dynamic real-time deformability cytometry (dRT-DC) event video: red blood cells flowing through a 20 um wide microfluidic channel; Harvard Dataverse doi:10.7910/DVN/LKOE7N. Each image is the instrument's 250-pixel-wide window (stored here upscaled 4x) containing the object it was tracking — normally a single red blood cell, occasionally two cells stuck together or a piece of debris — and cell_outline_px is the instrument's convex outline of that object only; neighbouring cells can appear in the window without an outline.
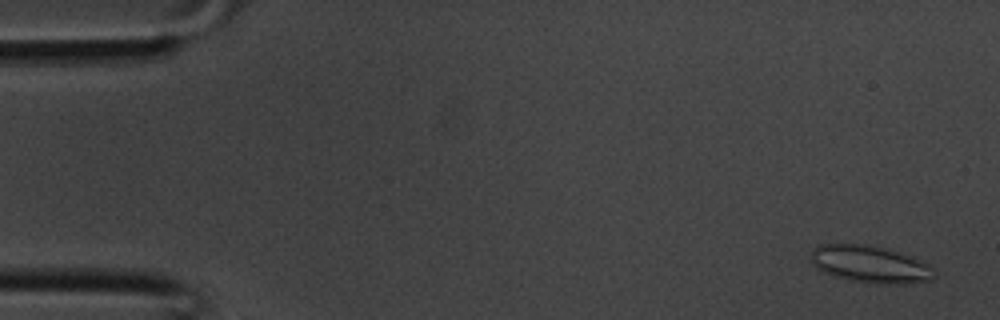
{"species": "common noctule bat (a hibernating species)", "species_latin": "Nyctalus noctula", "temperature_condition": "room temperature", "stored_images_in_passage": 35, "camera_frame_rate_fps": 3000, "um_per_image_px": 0.085, "animal": {"sex": "male", "body_mass_g": 20.1, "forearm_length_mm": 53.5}, "frame": {"image": 1, "passage_image": 2, "time_ms": 0.333, "image_size_px": [1000, 320], "cell_outline_px": [[936, 276], [932, 280], [908, 284], [880, 284], [848, 280], [824, 272], [816, 268], [812, 264], [812, 248], [816, 244], [868, 244], [916, 256], [928, 264], [936, 272]], "centroid_in_image_um": [74.01, 22.46], "position_along_channel_um": 11.0, "area_um2": 27.22}}
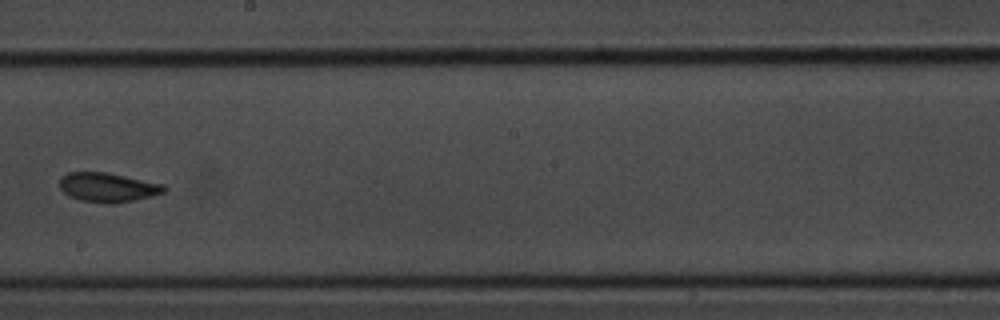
{"frame": {"image": 2, "passage_image": 21, "time_ms": 6.667, "image_size_px": [1000, 320], "cell_outline_px": [[168, 188], [164, 192], [152, 196], [116, 204], [108, 204], [80, 200], [68, 196], [60, 188], [60, 176], [68, 172], [108, 172], [164, 184]], "centroid_in_image_um": [9.17, 15.92], "position_along_channel_um": 239.0, "area_um2": 18.09}}
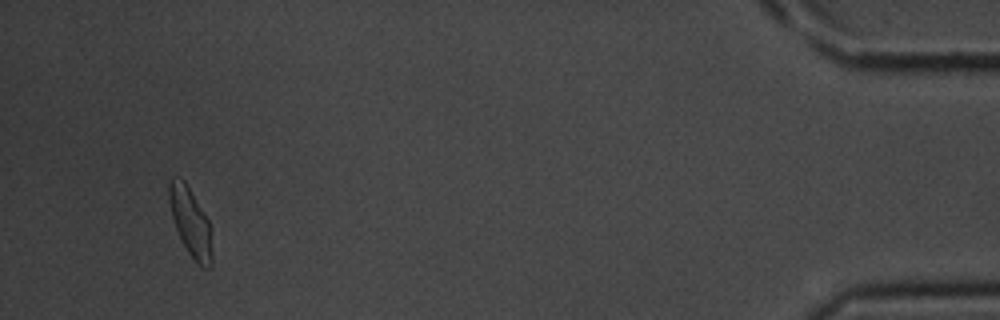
{"frame": {"image": 3, "passage_image": 35, "time_ms": 11.333, "image_size_px": [1000, 320], "cell_outline_px": [[212, 268], [204, 268], [196, 264], [188, 252], [176, 228], [172, 216], [168, 200], [168, 180], [172, 176], [184, 180], [208, 220], [212, 252]], "centroid_in_image_um": [16.18, 18.89], "position_along_channel_um": 419.0, "area_um2": 16.94}}